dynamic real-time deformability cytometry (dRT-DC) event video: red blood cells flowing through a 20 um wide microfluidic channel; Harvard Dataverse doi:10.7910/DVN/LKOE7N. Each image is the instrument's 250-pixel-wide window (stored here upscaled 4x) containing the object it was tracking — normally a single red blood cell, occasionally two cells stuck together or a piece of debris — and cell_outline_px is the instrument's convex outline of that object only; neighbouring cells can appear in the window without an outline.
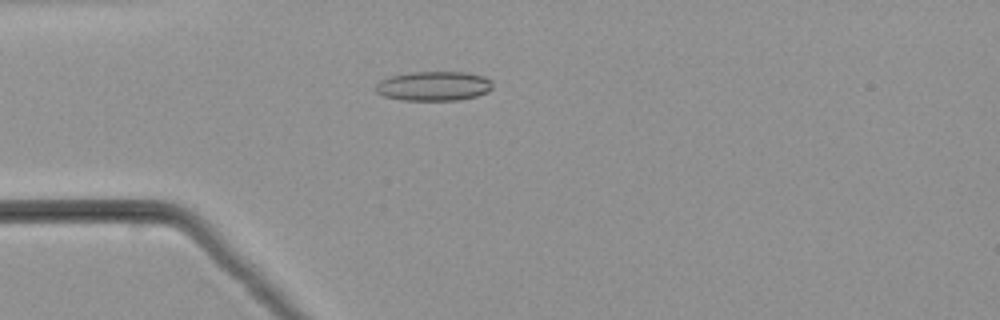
{"species": "common noctule bat (a hibernating species)", "species_latin": "Nyctalus noctula", "temperature_condition": "warm", "stored_images_in_passage": 28, "camera_frame_rate_fps": 3000, "um_per_image_px": 0.085, "animal": {"sex": "male", "body_mass_g": 21.5, "forearm_length_mm": 52.0}, "frame": {"image": 1, "passage_image": 1, "time_ms": 0.0, "image_size_px": [1000, 320], "cell_outline_px": [[492, 88], [488, 92], [476, 96], [460, 100], [400, 100], [384, 96], [376, 92], [376, 84], [380, 80], [392, 76], [412, 72], [464, 72], [484, 76], [492, 80]], "centroid_in_image_um": [36.89, 7.32], "position_along_channel_um": 48.1, "area_um2": 20.11}}
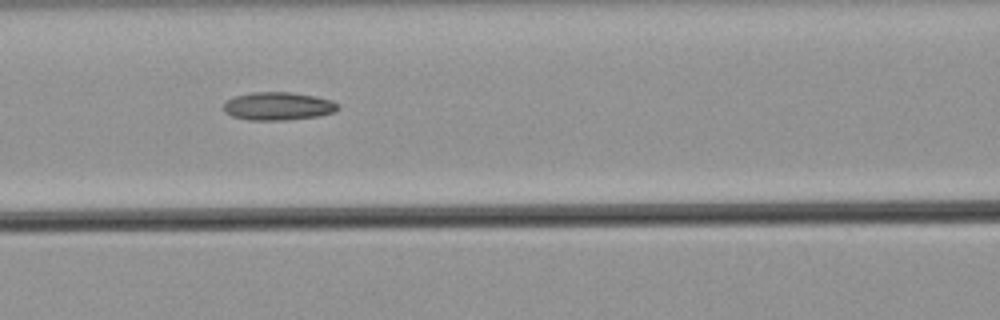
{"frame": {"image": 2, "passage_image": 9, "time_ms": 2.667, "image_size_px": [1000, 320], "cell_outline_px": [[340, 108], [336, 112], [320, 116], [284, 120], [248, 120], [232, 116], [224, 112], [224, 104], [228, 100], [236, 96], [252, 92], [288, 92], [316, 96], [332, 100]], "centroid_in_image_um": [23.66, 9.03], "position_along_channel_um": 142.9, "area_um2": 18.73}}
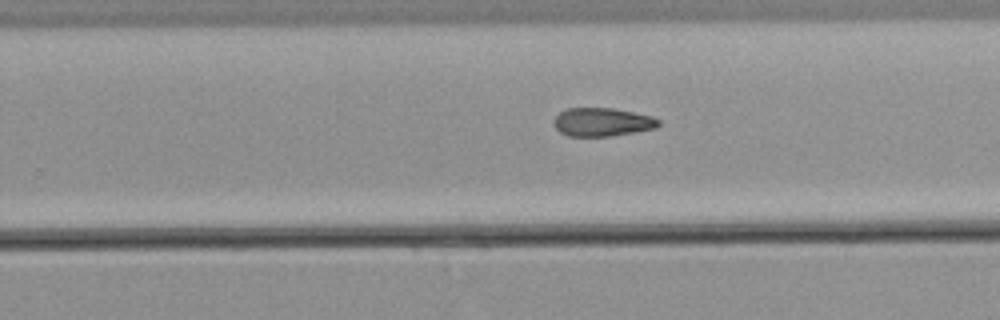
{"frame": {"image": 3, "passage_image": 19, "time_ms": 6.0, "image_size_px": [1000, 320], "cell_outline_px": [[660, 124], [656, 128], [636, 132], [612, 136], [568, 136], [560, 132], [556, 128], [556, 116], [560, 112], [568, 108], [612, 108], [652, 116], [660, 120]], "centroid_in_image_um": [51.23, 10.38], "position_along_channel_um": 278.6, "area_um2": 17.22}}